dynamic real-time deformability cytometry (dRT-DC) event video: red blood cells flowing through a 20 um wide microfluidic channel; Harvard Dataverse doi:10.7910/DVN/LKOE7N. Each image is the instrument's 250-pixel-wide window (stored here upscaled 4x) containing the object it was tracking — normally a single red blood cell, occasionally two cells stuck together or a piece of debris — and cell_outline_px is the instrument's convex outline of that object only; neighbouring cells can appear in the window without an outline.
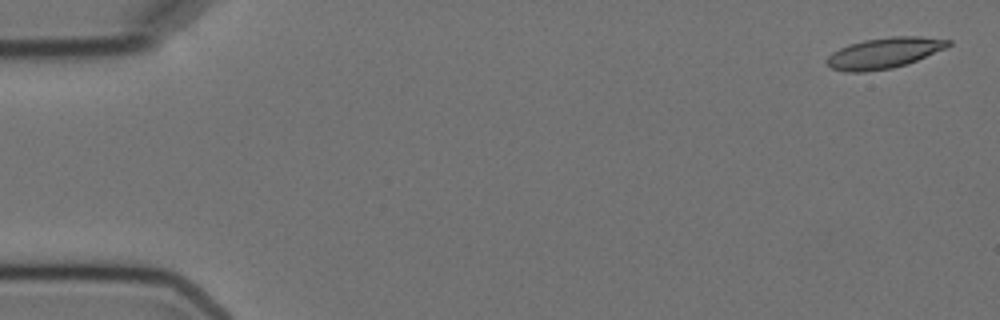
{"species": "Egyptian fruit bat (a non-hibernating species)", "species_latin": "Rousettus aegyptiacus", "temperature_condition": "cold", "stored_images_in_passage": 4, "camera_frame_rate_fps": 3000, "um_per_image_px": 0.085, "animal": {"sex": "female"}, "frame": {"image": 1, "passage_image": 1, "time_ms": 0.0, "image_size_px": [1000, 320], "cell_outline_px": [[952, 44], [948, 48], [908, 64], [892, 68], [864, 72], [848, 72], [832, 68], [824, 60], [832, 52], [848, 44], [864, 40], [892, 36], [920, 36], [952, 40]], "centroid_in_image_um": [75.2, 4.5], "position_along_channel_um": 9.8, "area_um2": 22.02}}
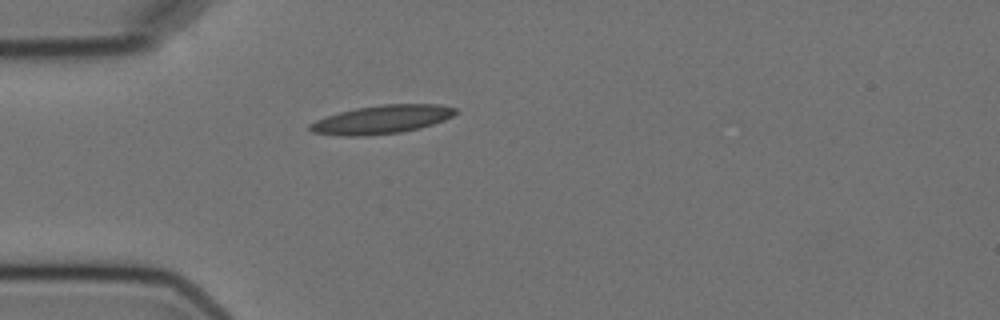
{"frame": {"image": 2, "passage_image": 4, "time_ms": 4.667, "image_size_px": [1000, 320], "cell_outline_px": [[460, 112], [444, 120], [420, 128], [400, 132], [364, 136], [340, 136], [312, 132], [308, 128], [308, 124], [316, 120], [340, 112], [356, 108], [384, 104], [440, 104], [456, 108]], "centroid_in_image_um": [32.47, 10.15], "position_along_channel_um": 52.5, "area_um2": 24.16}}